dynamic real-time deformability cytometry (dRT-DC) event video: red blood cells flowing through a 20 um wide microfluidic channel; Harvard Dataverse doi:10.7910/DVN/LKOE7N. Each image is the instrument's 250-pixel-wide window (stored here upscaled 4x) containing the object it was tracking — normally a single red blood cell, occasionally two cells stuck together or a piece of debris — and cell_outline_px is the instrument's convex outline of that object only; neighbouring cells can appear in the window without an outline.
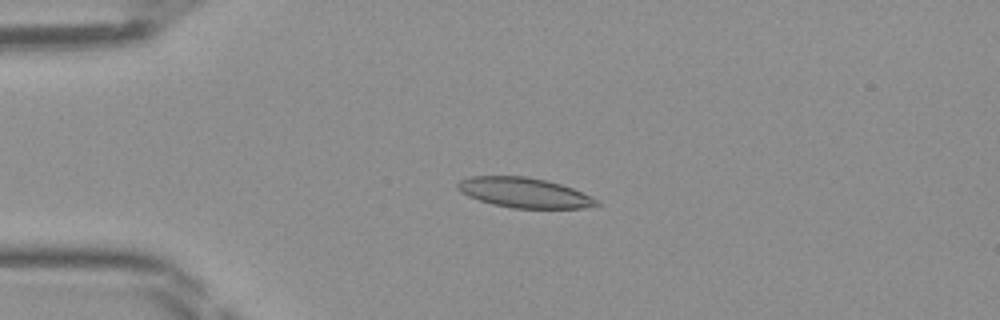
{"species": "Egyptian fruit bat (a non-hibernating species)", "species_latin": "Rousettus aegyptiacus", "temperature_condition": "room temperature", "stored_images_in_passage": 48, "camera_frame_rate_fps": 3000, "um_per_image_px": 0.085, "frame": {"image": 1, "passage_image": 12, "time_ms": 3.667, "image_size_px": [1000, 320], "cell_outline_px": [[600, 204], [584, 208], [512, 208], [492, 204], [468, 196], [460, 192], [456, 188], [456, 184], [460, 180], [472, 176], [528, 176], [560, 184], [572, 188], [592, 196]], "centroid_in_image_um": [44.53, 16.37], "position_along_channel_um": 40.5, "area_um2": 24.22}}
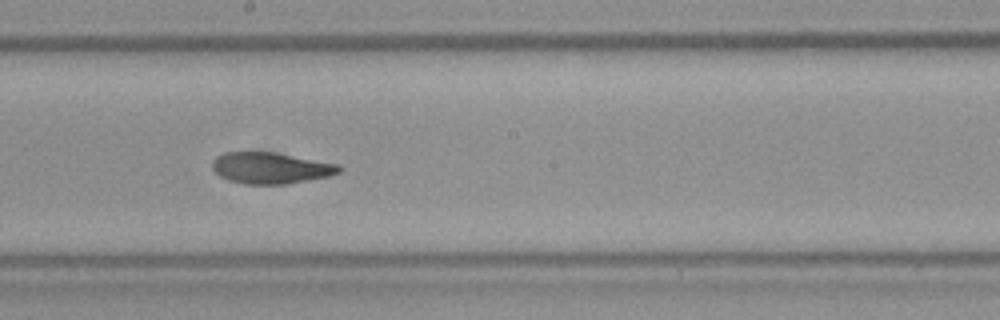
{"frame": {"image": 2, "passage_image": 27, "time_ms": 8.667, "image_size_px": [1000, 320], "cell_outline_px": [[344, 168], [340, 172], [328, 176], [288, 184], [244, 184], [228, 180], [220, 176], [212, 168], [212, 160], [216, 156], [224, 152], [272, 152], [340, 164]], "centroid_in_image_um": [23.01, 14.28], "position_along_channel_um": 225.2, "area_um2": 23.18}}
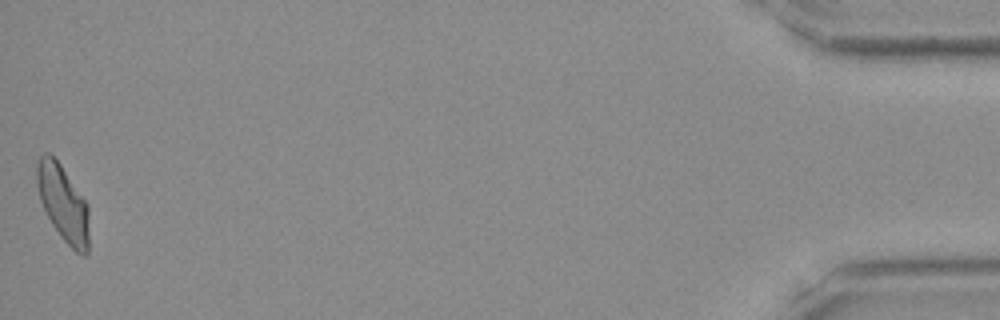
{"frame": {"image": 3, "passage_image": 48, "time_ms": 15.667, "image_size_px": [1000, 320], "cell_outline_px": [[88, 252], [84, 256], [76, 252], [60, 236], [52, 224], [40, 200], [36, 184], [36, 164], [40, 156], [44, 152], [48, 152], [60, 164], [88, 204]], "centroid_in_image_um": [5.35, 17.27], "position_along_channel_um": 429.9, "area_um2": 23.06}}